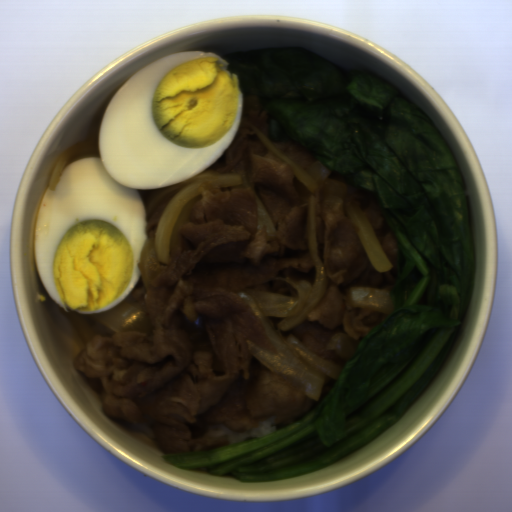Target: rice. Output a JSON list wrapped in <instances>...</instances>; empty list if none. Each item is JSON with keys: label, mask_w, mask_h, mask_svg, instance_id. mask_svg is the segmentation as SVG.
Returning <instances> with one entry per match:
<instances>
[{"label": "rice", "mask_w": 512, "mask_h": 512, "mask_svg": "<svg viewBox=\"0 0 512 512\" xmlns=\"http://www.w3.org/2000/svg\"><path fill=\"white\" fill-rule=\"evenodd\" d=\"M276 430H278V428L275 424V420L273 417V418L266 419L265 421L260 423L258 427L252 429L249 432H237V431H234L232 429H227V428L223 431H224L225 435L227 436V438L230 442V445H231V444H235L238 442L253 439V438L274 432Z\"/></svg>", "instance_id": "1"}]
</instances>
